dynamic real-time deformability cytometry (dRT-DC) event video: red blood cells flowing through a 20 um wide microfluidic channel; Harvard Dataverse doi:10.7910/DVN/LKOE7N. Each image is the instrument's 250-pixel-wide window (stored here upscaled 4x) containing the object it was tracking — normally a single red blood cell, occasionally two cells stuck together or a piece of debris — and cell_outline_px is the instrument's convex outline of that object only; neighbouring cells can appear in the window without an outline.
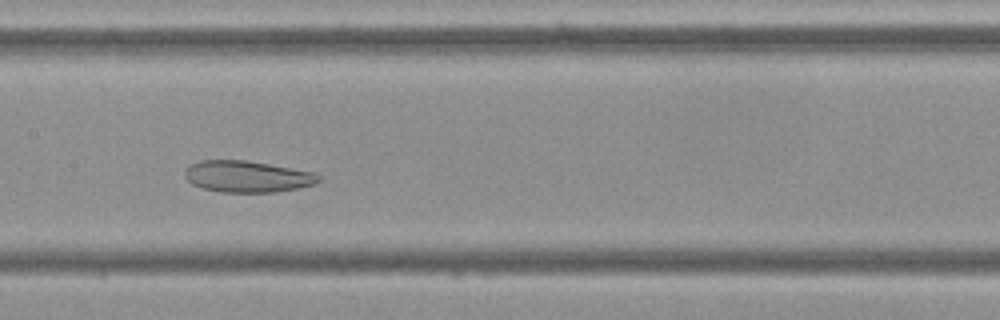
{"species": "Egyptian fruit bat (a non-hibernating species)", "species_latin": "Rousettus aegyptiacus", "temperature_condition": "cold", "stored_images_in_passage": 39, "camera_frame_rate_fps": 3000, "um_per_image_px": 0.085, "frame": {"image": 1, "passage_image": 11, "time_ms": 3.333, "image_size_px": [1000, 320], "cell_outline_px": [[320, 180], [316, 184], [276, 192], [220, 192], [204, 188], [192, 184], [184, 176], [184, 172], [188, 164], [200, 160], [244, 160], [268, 164], [312, 172], [320, 176]], "centroid_in_image_um": [20.97, 15.0], "position_along_channel_um": 186.4, "area_um2": 24.45}}
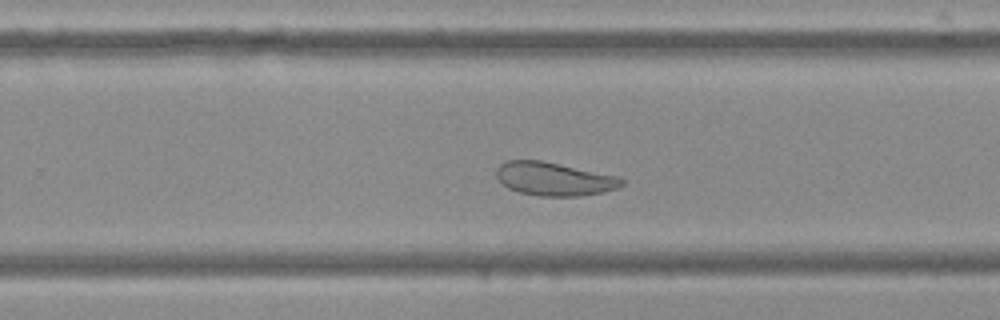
{"frame": {"image": 2, "passage_image": 19, "time_ms": 6.0, "image_size_px": [1000, 320], "cell_outline_px": [[624, 184], [616, 188], [604, 192], [580, 196], [540, 196], [520, 192], [508, 188], [496, 176], [496, 168], [500, 164], [508, 160], [540, 160], [620, 176], [624, 180]], "centroid_in_image_um": [47.12, 15.2], "position_along_channel_um": 282.7, "area_um2": 24.39}}
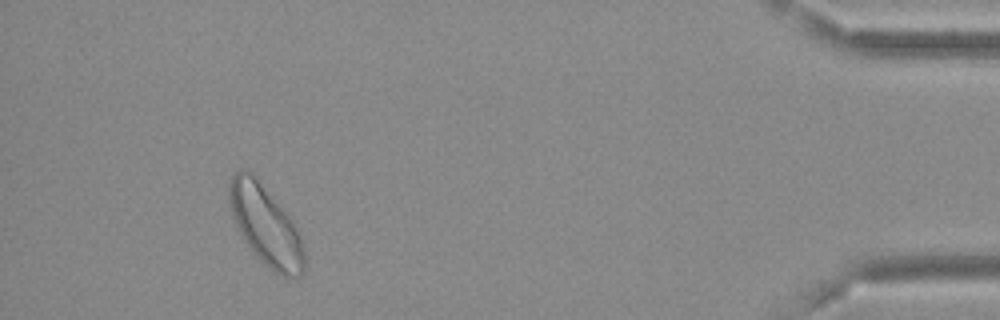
{"frame": {"image": 3, "passage_image": 35, "time_ms": 11.333, "image_size_px": [1000, 320], "cell_outline_px": [[304, 272], [300, 276], [284, 276], [272, 272], [252, 252], [244, 240], [228, 208], [228, 180], [232, 172], [240, 168], [248, 168], [256, 176], [292, 220], [300, 236], [304, 252]], "centroid_in_image_um": [22.51, 19.1], "position_along_channel_um": 412.7, "area_um2": 35.26}, "authors_computed_cell_mechanics": {"area_um2": 26.5302, "velocity_mm_per_s": 3.6255, "shape_relaxation_time_tau1_ms": null, "shape_relaxation_time_tau2_ms": 2.7505, "deformation_change_tau1": null, "deformation_change_tau2": 0.0881}}